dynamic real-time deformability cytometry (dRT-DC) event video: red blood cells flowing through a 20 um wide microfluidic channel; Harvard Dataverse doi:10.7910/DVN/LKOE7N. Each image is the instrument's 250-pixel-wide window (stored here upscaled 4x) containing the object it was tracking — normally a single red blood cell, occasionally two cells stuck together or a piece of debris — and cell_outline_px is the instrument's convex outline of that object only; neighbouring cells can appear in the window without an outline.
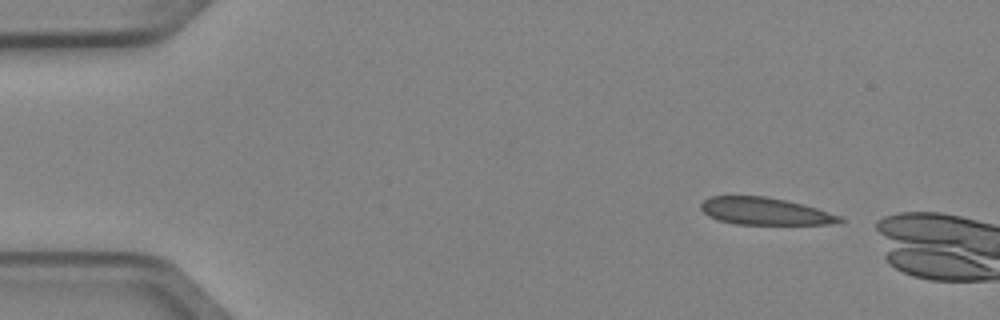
{"species": "Egyptian fruit bat (a non-hibernating species)", "species_latin": "Rousettus aegyptiacus", "temperature_condition": "cold", "stored_images_in_passage": 3, "camera_frame_rate_fps": 3000, "um_per_image_px": 0.085, "animal": {"sex": "female"}, "frame": {"image": 1, "passage_image": 1, "time_ms": 0.0, "image_size_px": [1000, 320], "cell_outline_px": [[844, 220], [832, 224], [736, 224], [720, 220], [708, 216], [700, 208], [700, 204], [704, 200], [712, 196], [768, 196], [804, 204], [840, 216]], "centroid_in_image_um": [65.0, 17.95], "position_along_channel_um": 20.0, "area_um2": 21.91}}